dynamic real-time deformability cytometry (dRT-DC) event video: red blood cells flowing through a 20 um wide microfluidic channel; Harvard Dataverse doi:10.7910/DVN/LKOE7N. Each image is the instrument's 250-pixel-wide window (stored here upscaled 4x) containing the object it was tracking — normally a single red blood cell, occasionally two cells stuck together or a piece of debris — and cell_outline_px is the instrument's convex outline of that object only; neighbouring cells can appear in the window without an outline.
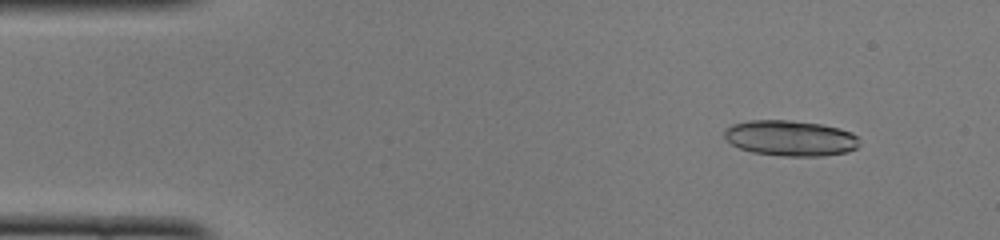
{"species": "common noctule bat (a hibernating species)", "species_latin": "Nyctalus noctula", "temperature_condition": "cold", "stored_images_in_passage": 47, "segment_of_instrument_passage": [1, 2], "camera_frame_rate_fps": 3000, "um_per_image_px": 0.085, "animal": {"sex": "female", "body_mass_g": 22.0, "forearm_length_mm": 56.7}, "frame": {"image": 1, "passage_image": 3, "time_ms": 0.667, "image_size_px": [1000, 240], "cell_outline_px": [[860, 144], [856, 148], [848, 152], [824, 156], [784, 156], [752, 152], [740, 148], [732, 144], [724, 136], [724, 128], [732, 124], [748, 120], [792, 120], [820, 124], [840, 128], [852, 132], [856, 136]], "centroid_in_image_um": [67.19, 11.74], "position_along_channel_um": 17.8, "area_um2": 28.21}}